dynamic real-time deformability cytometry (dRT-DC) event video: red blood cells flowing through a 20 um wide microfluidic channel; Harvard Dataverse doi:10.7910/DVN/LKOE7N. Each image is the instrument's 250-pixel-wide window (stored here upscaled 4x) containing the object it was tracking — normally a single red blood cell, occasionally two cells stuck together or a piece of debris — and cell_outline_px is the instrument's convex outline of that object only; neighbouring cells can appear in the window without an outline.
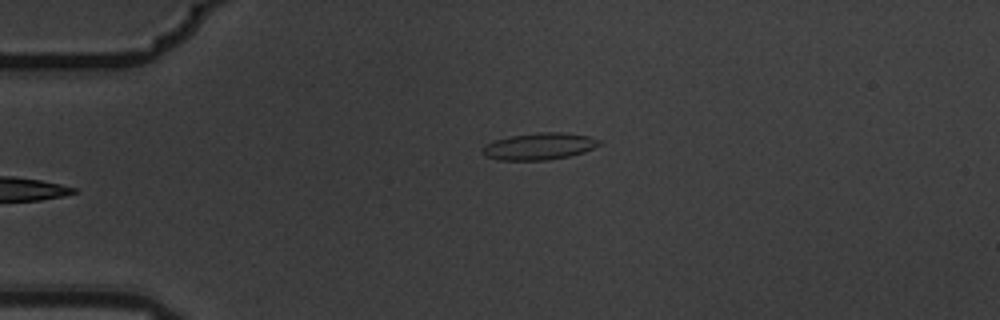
{"species": "common noctule bat (a hibernating species)", "species_latin": "Nyctalus noctula", "temperature_condition": "warm", "stored_images_in_passage": 2, "camera_frame_rate_fps": 3000, "um_per_image_px": 0.085, "animal": {"sex": "male", "body_mass_g": 19.5, "forearm_length_mm": 54.6}, "frame": {"image": 1, "passage_image": 1, "time_ms": 0.0, "image_size_px": [1000, 320], "cell_outline_px": [[600, 144], [584, 152], [568, 156], [548, 160], [500, 160], [484, 156], [480, 152], [484, 144], [508, 136], [540, 132], [564, 132], [588, 136], [600, 140]], "centroid_in_image_um": [45.78, 12.43], "position_along_channel_um": 39.2, "area_um2": 18.32}}